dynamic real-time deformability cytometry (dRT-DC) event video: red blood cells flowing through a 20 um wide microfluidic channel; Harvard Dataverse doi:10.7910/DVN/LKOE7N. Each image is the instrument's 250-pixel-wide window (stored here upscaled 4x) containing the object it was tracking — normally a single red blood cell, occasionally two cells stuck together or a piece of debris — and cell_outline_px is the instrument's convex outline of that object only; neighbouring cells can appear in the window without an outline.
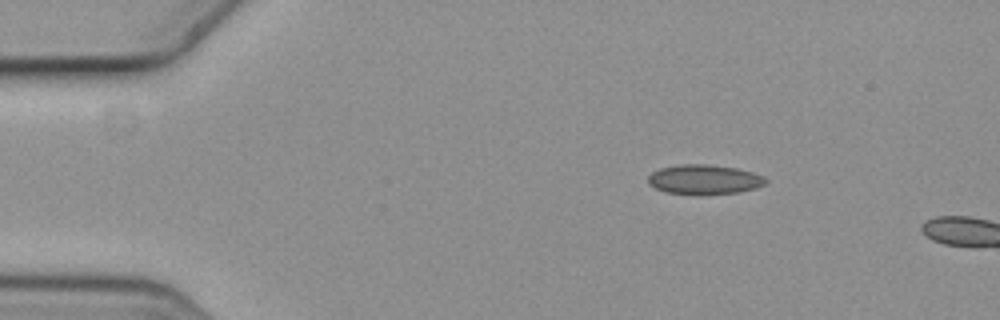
{"species": "common noctule bat (a hibernating species)", "species_latin": "Nyctalus noctula", "temperature_condition": "cold", "stored_images_in_passage": 2, "camera_frame_rate_fps": 3000, "um_per_image_px": 0.085, "animal": {"sex": "female", "body_mass_g": 19.3, "forearm_length_mm": 54.1}, "frame": {"image": 1, "passage_image": 1, "time_ms": 0.0, "image_size_px": [1000, 320], "cell_outline_px": [[768, 180], [764, 184], [756, 188], [736, 192], [668, 192], [656, 188], [648, 184], [648, 176], [652, 172], [660, 168], [680, 164], [704, 164], [736, 168], [752, 172], [764, 176]], "centroid_in_image_um": [59.86, 15.21], "position_along_channel_um": 25.1, "area_um2": 19.48}}